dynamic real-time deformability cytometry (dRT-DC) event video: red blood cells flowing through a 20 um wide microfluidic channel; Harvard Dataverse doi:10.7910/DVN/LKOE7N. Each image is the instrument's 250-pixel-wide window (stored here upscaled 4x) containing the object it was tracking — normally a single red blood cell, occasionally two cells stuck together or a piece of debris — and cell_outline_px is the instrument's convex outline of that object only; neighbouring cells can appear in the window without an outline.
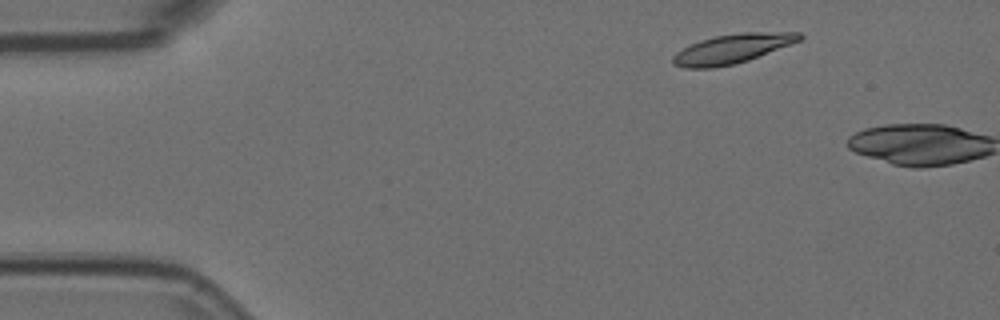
{"species": "Egyptian fruit bat (a non-hibernating species)", "species_latin": "Rousettus aegyptiacus", "temperature_condition": "room temperature", "stored_images_in_passage": 3, "camera_frame_rate_fps": 3000, "um_per_image_px": 0.085, "animal": {"sex": "female"}, "frame": {"image": 1, "passage_image": 2, "time_ms": 0.333, "image_size_px": [1000, 320], "cell_outline_px": [[804, 36], [800, 40], [748, 60], [736, 64], [712, 68], [684, 68], [672, 64], [672, 56], [676, 52], [700, 40], [716, 36], [740, 32], [800, 32]], "centroid_in_image_um": [62.21, 4.15], "position_along_channel_um": 22.8, "area_um2": 21.5}}